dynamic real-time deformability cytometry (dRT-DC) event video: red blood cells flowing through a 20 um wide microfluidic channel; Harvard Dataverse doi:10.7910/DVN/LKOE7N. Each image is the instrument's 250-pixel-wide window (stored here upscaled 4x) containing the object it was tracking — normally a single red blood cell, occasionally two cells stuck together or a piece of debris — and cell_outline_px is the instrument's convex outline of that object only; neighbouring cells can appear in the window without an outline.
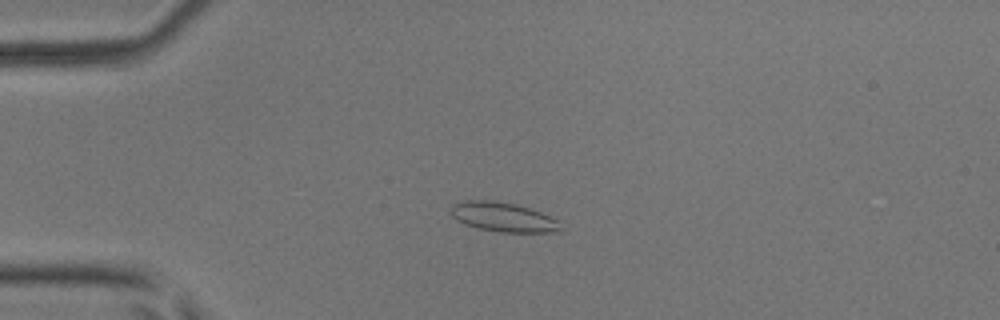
{"species": "common noctule bat (a hibernating species)", "species_latin": "Nyctalus noctula", "temperature_condition": "room temperature", "stored_images_in_passage": 27, "camera_frame_rate_fps": 3000, "um_per_image_px": 0.085, "animal": {"sex": "male", "body_mass_g": 17.9, "forearm_length_mm": 54.2}, "frame": {"image": 1, "passage_image": 3, "time_ms": 0.667, "image_size_px": [1000, 320], "cell_outline_px": [[564, 232], [500, 232], [480, 228], [464, 224], [456, 220], [452, 216], [452, 204], [468, 200], [492, 200], [516, 204], [540, 212], [560, 220]], "centroid_in_image_um": [42.83, 18.46], "position_along_channel_um": 42.2, "area_um2": 18.9}}
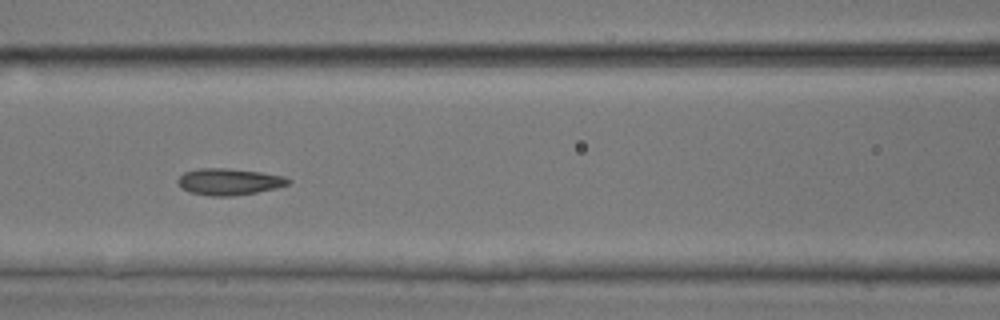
{"frame": {"image": 2, "passage_image": 13, "time_ms": 4.0, "image_size_px": [1000, 320], "cell_outline_px": [[292, 180], [288, 184], [276, 188], [256, 192], [232, 196], [212, 196], [192, 192], [184, 188], [176, 180], [184, 172], [200, 168], [228, 168], [260, 172], [284, 176]], "centroid_in_image_um": [19.5, 15.43], "position_along_channel_um": 147.1, "area_um2": 16.88}}
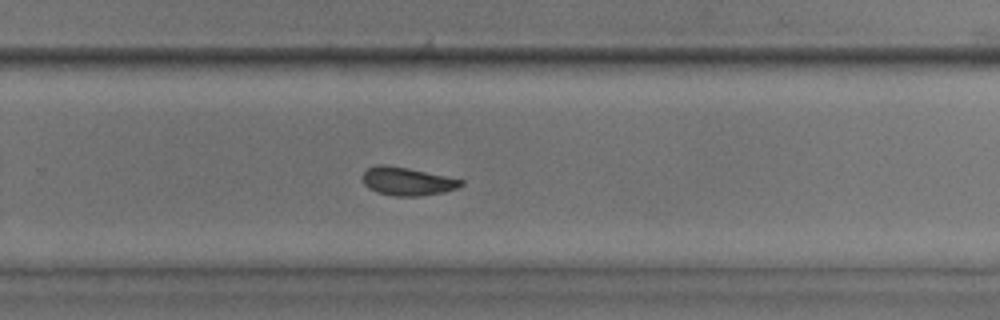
{"frame": {"image": 3, "passage_image": 24, "time_ms": 7.667, "image_size_px": [1000, 320], "cell_outline_px": [[464, 184], [456, 188], [444, 192], [420, 196], [396, 196], [376, 192], [368, 188], [364, 184], [364, 172], [368, 168], [380, 164], [384, 164], [408, 168], [464, 180]], "centroid_in_image_um": [34.62, 15.42], "position_along_channel_um": 295.2, "area_um2": 16.01}, "authors_computed_cell_mechanics": {"area_um2": 16.8776, "velocity_mm_per_s": 4.0541, "shape_relaxation_time_tau1_ms": null, "shape_relaxation_time_tau2_ms": 2.8959, "deformation_change_tau1": null, "deformation_change_tau2": 0.0555}}